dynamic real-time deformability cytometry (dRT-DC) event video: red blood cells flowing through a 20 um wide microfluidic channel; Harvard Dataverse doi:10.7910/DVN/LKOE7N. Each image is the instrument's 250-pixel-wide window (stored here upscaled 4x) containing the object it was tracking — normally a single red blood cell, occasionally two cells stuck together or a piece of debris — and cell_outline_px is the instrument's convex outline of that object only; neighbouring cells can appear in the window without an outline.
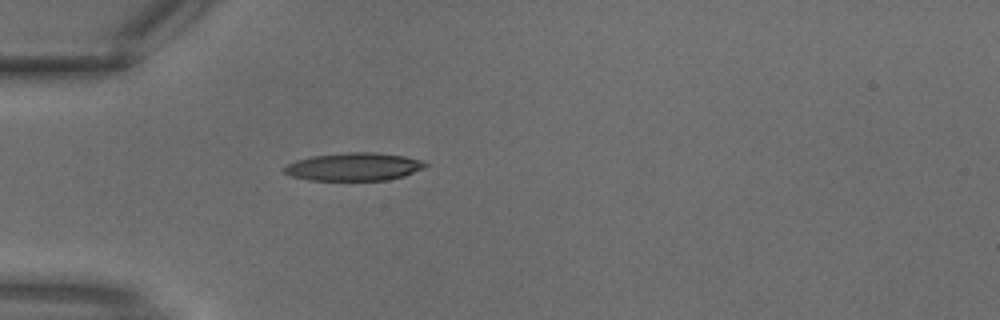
{"species": "common noctule bat (a hibernating species)", "species_latin": "Nyctalus noctula", "temperature_condition": "warm", "stored_images_in_passage": 1, "camera_frame_rate_fps": 3000, "um_per_image_px": 0.085, "animal": {"sex": "male", "body_mass_g": 18.8}, "frame": {"image": 1, "passage_image": 1, "time_ms": 0.0, "image_size_px": [1000, 320], "cell_outline_px": [[428, 164], [424, 168], [404, 176], [388, 180], [308, 180], [292, 176], [284, 172], [280, 168], [296, 160], [312, 156], [344, 152], [376, 152], [404, 156], [424, 160]], "centroid_in_image_um": [30.08, 14.17], "position_along_channel_um": 54.9, "area_um2": 23.18}}